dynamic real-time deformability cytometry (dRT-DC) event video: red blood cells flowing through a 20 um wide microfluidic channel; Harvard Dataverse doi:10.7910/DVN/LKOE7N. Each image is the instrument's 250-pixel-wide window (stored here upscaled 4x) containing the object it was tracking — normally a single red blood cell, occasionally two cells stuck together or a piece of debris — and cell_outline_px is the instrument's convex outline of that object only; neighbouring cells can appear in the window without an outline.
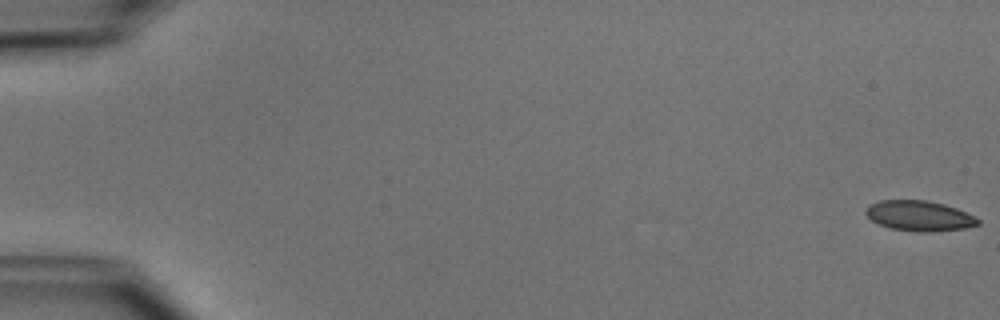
{"species": "common noctule bat (a hibernating species)", "species_latin": "Nyctalus noctula", "temperature_condition": "cold", "stored_images_in_passage": 52, "camera_frame_rate_fps": 3000, "um_per_image_px": 0.085, "animal": {"sex": "male", "body_mass_g": 15.6}, "frame": {"image": 1, "passage_image": 1, "time_ms": 0.0, "image_size_px": [1000, 320], "cell_outline_px": [[980, 224], [964, 228], [932, 232], [916, 232], [888, 228], [872, 220], [864, 212], [868, 204], [880, 200], [924, 200], [944, 204], [956, 208], [976, 216], [980, 220]], "centroid_in_image_um": [78.14, 18.35], "position_along_channel_um": 6.9, "area_um2": 19.94}}
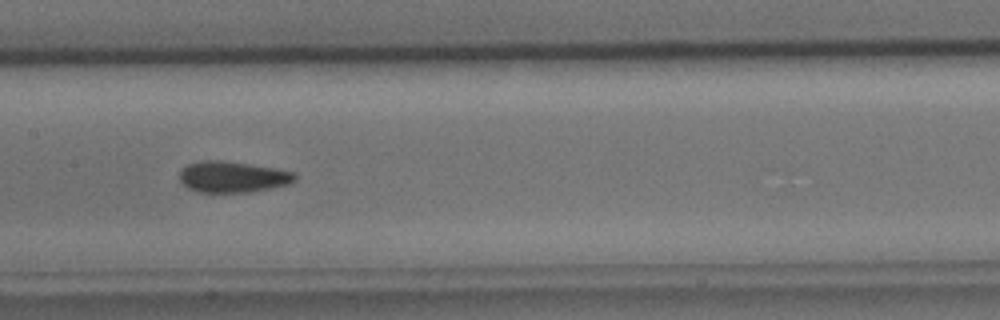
{"frame": {"image": 2, "passage_image": 27, "time_ms": 8.667, "image_size_px": [1000, 320], "cell_outline_px": [[296, 180], [292, 184], [252, 192], [200, 192], [188, 188], [180, 180], [180, 168], [188, 164], [200, 160], [224, 160], [296, 172]], "centroid_in_image_um": [19.79, 15.03], "position_along_channel_um": 187.6, "area_um2": 21.1}}
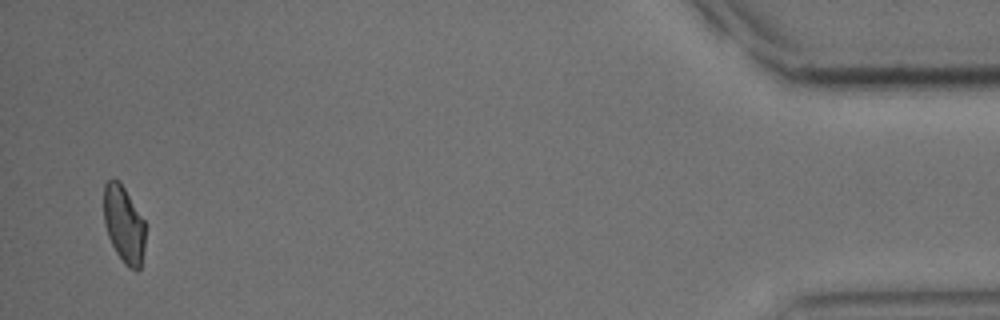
{"frame": {"image": 3, "passage_image": 51, "time_ms": 16.667, "image_size_px": [1000, 320], "cell_outline_px": [[144, 252], [140, 268], [136, 272], [128, 268], [124, 264], [116, 252], [108, 236], [104, 224], [104, 184], [112, 176], [120, 180], [144, 220]], "centroid_in_image_um": [10.52, 19.06], "position_along_channel_um": 424.7, "area_um2": 18.9}, "authors_computed_cell_mechanics": {"area_um2": 20.4323, "velocity_mm_per_s": 3.9139, "shape_relaxation_time_tau1_ms": null, "shape_relaxation_time_tau2_ms": 2.928, "deformation_change_tau1": null, "deformation_change_tau2": 0.0661}}